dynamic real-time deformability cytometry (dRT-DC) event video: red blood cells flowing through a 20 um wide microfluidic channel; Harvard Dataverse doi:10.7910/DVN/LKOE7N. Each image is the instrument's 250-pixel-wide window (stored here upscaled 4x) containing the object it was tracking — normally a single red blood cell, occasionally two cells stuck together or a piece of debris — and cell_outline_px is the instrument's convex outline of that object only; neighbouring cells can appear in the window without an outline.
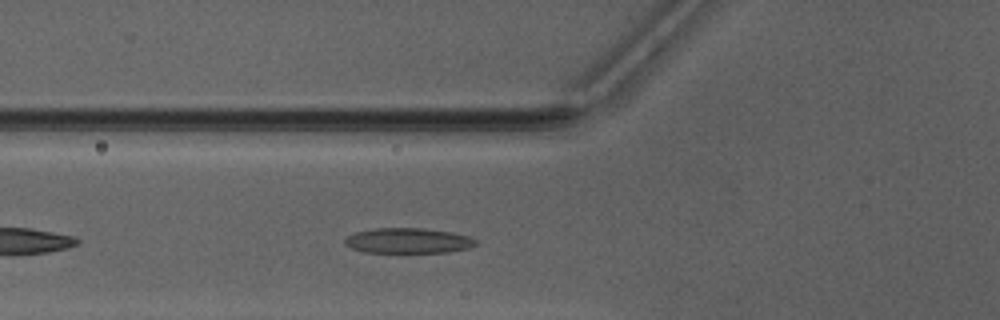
{"species": "Egyptian fruit bat (a non-hibernating species)", "species_latin": "Rousettus aegyptiacus", "temperature_condition": "warm", "stored_images_in_passage": 31, "camera_frame_rate_fps": 3000, "um_per_image_px": 0.085, "animal": {"sex": "male"}, "frame": {"image": 1, "passage_image": 6, "time_ms": 1.667, "image_size_px": [1000, 320], "cell_outline_px": [[476, 244], [468, 248], [448, 252], [364, 252], [352, 248], [344, 244], [344, 240], [348, 236], [356, 232], [376, 228], [424, 228], [452, 232], [468, 236], [476, 240]], "centroid_in_image_um": [34.68, 20.45], "position_along_channel_um": 91.1, "area_um2": 19.13}}
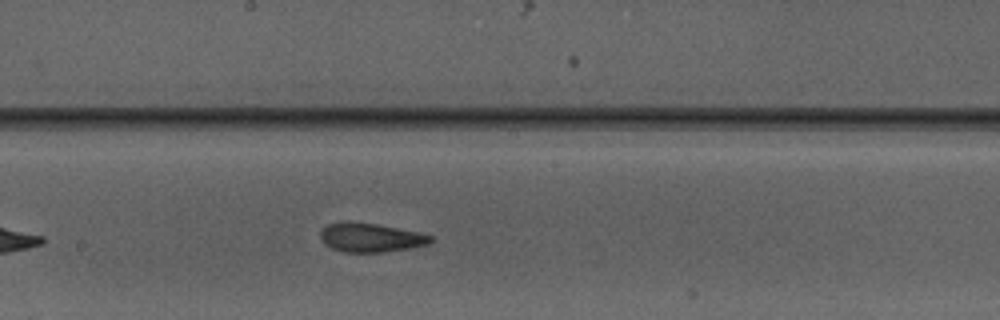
{"frame": {"image": 2, "passage_image": 15, "time_ms": 4.667, "image_size_px": [1000, 320], "cell_outline_px": [[432, 240], [428, 244], [388, 252], [344, 252], [332, 248], [324, 244], [320, 236], [320, 232], [328, 224], [376, 224], [416, 232], [432, 236]], "centroid_in_image_um": [31.52, 20.24], "position_along_channel_um": 216.7, "area_um2": 17.8}}
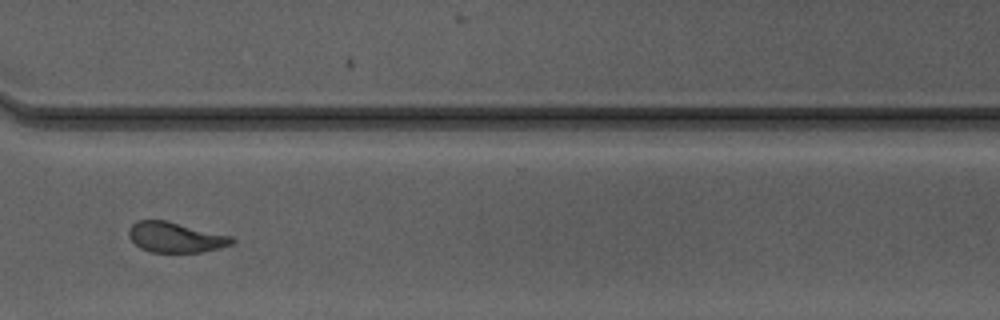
{"frame": {"image": 3, "passage_image": 25, "time_ms": 8.0, "image_size_px": [1000, 320], "cell_outline_px": [[236, 240], [232, 244], [220, 248], [200, 252], [148, 252], [140, 248], [128, 236], [128, 228], [136, 220], [164, 220], [232, 236]], "centroid_in_image_um": [14.9, 20.17], "position_along_channel_um": 355.7, "area_um2": 18.21}, "authors_computed_cell_mechanics": {"area_um2": 18.6116, "velocity_mm_per_s": 4.1717, "shape_relaxation_time_tau1_ms": 4.1208, "shape_relaxation_time_tau2_ms": 1.8832, "deformation_change_tau1": 0.1624, "deformation_change_tau2": 0.0979}}